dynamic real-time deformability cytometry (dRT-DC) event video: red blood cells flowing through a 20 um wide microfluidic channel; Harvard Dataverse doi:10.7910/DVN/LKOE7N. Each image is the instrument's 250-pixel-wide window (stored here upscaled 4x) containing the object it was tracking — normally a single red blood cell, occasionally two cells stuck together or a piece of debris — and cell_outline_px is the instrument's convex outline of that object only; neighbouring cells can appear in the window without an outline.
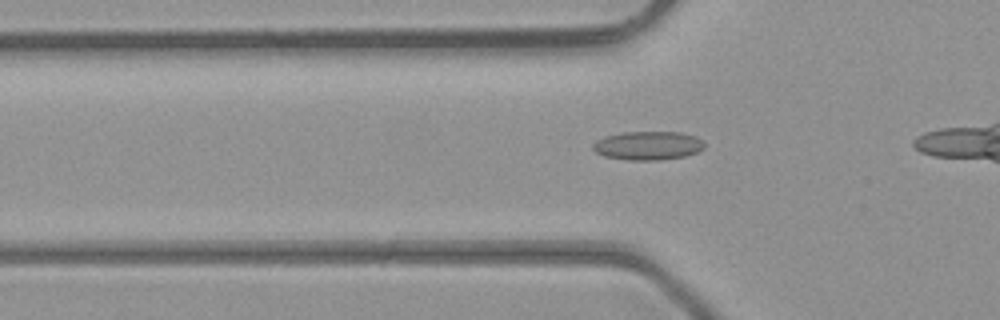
{"species": "common noctule bat (a hibernating species)", "species_latin": "Nyctalus noctula", "temperature_condition": "room temperature", "stored_images_in_passage": 29, "camera_frame_rate_fps": 3000, "um_per_image_px": 0.085, "animal": {"sex": "male", "body_mass_g": 23.1, "forearm_length_mm": 52.7}, "frame": {"image": 1, "passage_image": 8, "time_ms": 2.333, "image_size_px": [1000, 320], "cell_outline_px": [[704, 148], [696, 152], [684, 156], [660, 160], [628, 160], [604, 156], [596, 152], [592, 148], [592, 144], [596, 140], [604, 136], [624, 132], [680, 132], [696, 136], [704, 144]], "centroid_in_image_um": [55.04, 12.37], "position_along_channel_um": 70.8, "area_um2": 18.61}}
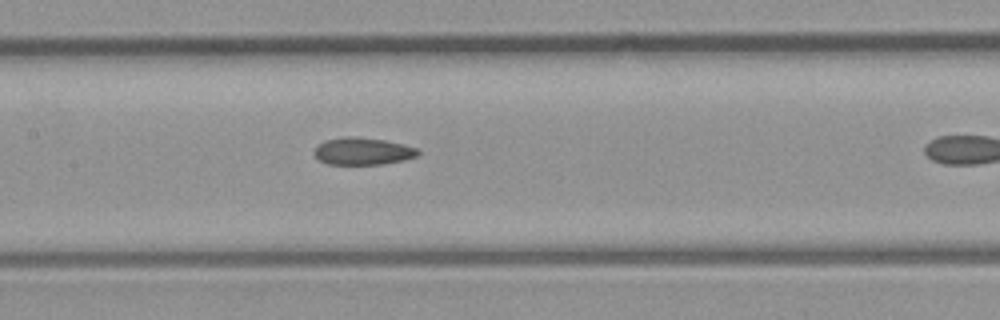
{"frame": {"image": 2, "passage_image": 15, "time_ms": 4.667, "image_size_px": [1000, 320], "cell_outline_px": [[420, 152], [416, 156], [404, 160], [384, 164], [328, 164], [320, 160], [312, 152], [316, 144], [324, 140], [348, 136], [384, 140], [404, 144], [416, 148]], "centroid_in_image_um": [30.8, 12.85], "position_along_channel_um": 176.6, "area_um2": 16.47}}
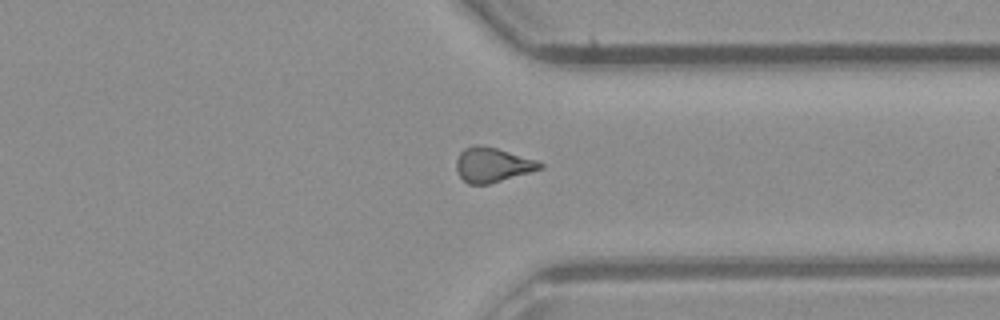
{"frame": {"image": 3, "passage_image": 28, "time_ms": 9.0, "image_size_px": [1000, 320], "cell_outline_px": [[544, 168], [488, 184], [468, 184], [460, 176], [456, 168], [456, 160], [460, 152], [464, 148], [472, 144], [480, 144], [496, 148], [536, 160], [544, 164]], "centroid_in_image_um": [41.84, 14.0], "position_along_channel_um": 369.6, "area_um2": 16.82}}